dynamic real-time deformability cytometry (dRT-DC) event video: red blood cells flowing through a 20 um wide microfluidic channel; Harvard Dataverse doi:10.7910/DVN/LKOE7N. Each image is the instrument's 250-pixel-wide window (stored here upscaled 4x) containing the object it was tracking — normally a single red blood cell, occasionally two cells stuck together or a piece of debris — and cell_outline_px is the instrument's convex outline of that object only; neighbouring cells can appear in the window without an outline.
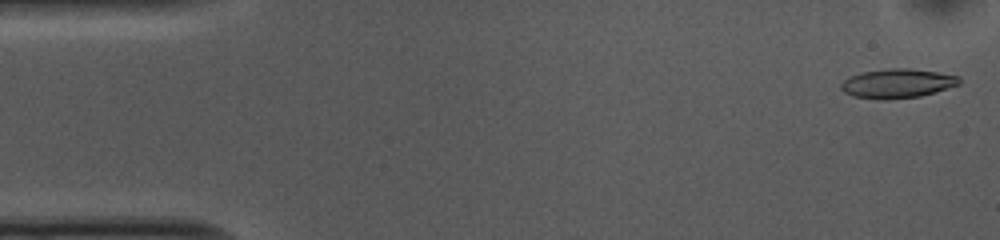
{"species": "common noctule bat (a hibernating species)", "species_latin": "Nyctalus noctula", "temperature_condition": "cold", "stored_images_in_passage": 52, "camera_frame_rate_fps": 3000, "um_per_image_px": 0.085, "animal": {"sex": "female", "body_mass_g": 10.0, "forearm_length_mm": 53.1}, "frame": {"image": 1, "passage_image": 1, "time_ms": 0.0, "image_size_px": [1000, 240], "cell_outline_px": [[960, 84], [936, 92], [920, 96], [884, 100], [880, 100], [852, 96], [844, 92], [840, 88], [840, 84], [848, 76], [860, 72], [888, 68], [908, 68], [936, 72], [960, 76]], "centroid_in_image_um": [76.24, 7.09], "position_along_channel_um": 8.8, "area_um2": 20.35}}
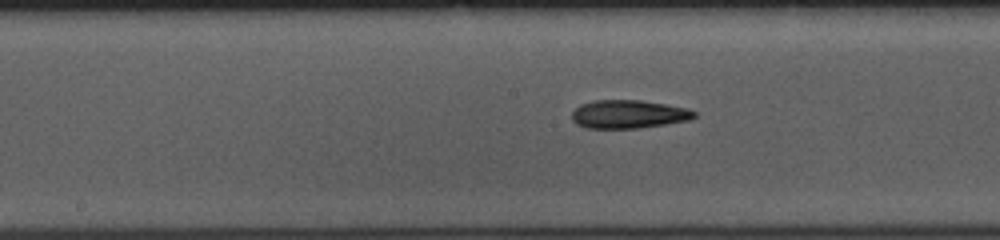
{"frame": {"image": 2, "passage_image": 25, "time_ms": 8.0, "image_size_px": [1000, 240], "cell_outline_px": [[696, 116], [692, 120], [636, 128], [584, 128], [576, 124], [572, 120], [572, 112], [580, 104], [592, 100], [640, 100], [688, 108], [696, 112]], "centroid_in_image_um": [53.41, 9.7], "position_along_channel_um": 194.8, "area_um2": 20.29}}
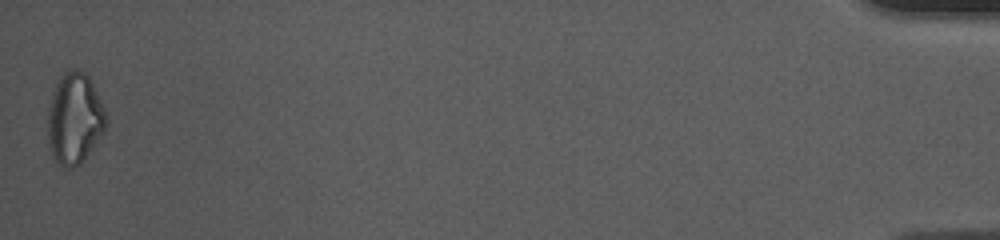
{"frame": {"image": 3, "passage_image": 52, "time_ms": 17.0, "image_size_px": [1000, 240], "cell_outline_px": [[108, 120], [104, 132], [80, 164], [72, 168], [64, 168], [52, 160], [48, 144], [48, 104], [56, 80], [64, 72], [72, 68], [76, 68], [84, 72], [88, 76], [104, 108]], "centroid_in_image_um": [6.3, 10.09], "position_along_channel_um": 428.9, "area_um2": 31.39}, "authors_computed_cell_mechanics": {"area_um2": 20.5768, "velocity_mm_per_s": 3.7089, "shape_relaxation_time_tau1_ms": 10.0233, "shape_relaxation_time_tau2_ms": null, "deformation_change_tau1": 0.2295, "deformation_change_tau2": null}}